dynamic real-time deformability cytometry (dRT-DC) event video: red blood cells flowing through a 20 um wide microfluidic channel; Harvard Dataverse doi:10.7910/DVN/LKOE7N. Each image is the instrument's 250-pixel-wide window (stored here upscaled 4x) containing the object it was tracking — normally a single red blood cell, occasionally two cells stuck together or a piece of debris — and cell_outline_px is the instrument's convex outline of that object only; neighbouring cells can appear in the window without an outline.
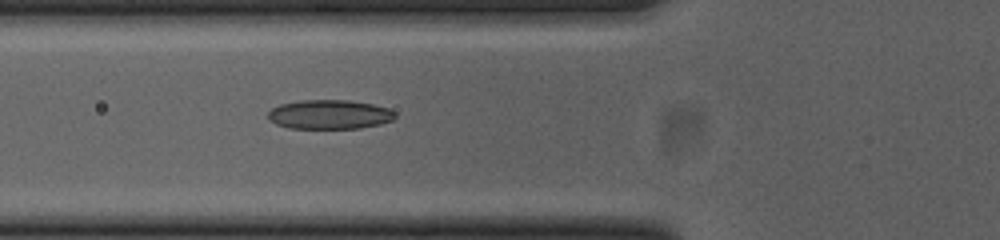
{"species": "common noctule bat (a hibernating species)", "species_latin": "Nyctalus noctula", "temperature_condition": "cold", "stored_images_in_passage": 36, "camera_frame_rate_fps": 3000, "um_per_image_px": 0.085, "animal": {"sex": "female", "body_mass_g": 23.0, "forearm_length_mm": 53.4}, "frame": {"image": 1, "passage_image": 3, "time_ms": 0.667, "image_size_px": [1000, 240], "cell_outline_px": [[396, 116], [392, 120], [380, 124], [360, 128], [288, 128], [276, 124], [268, 120], [268, 112], [272, 108], [280, 104], [300, 100], [348, 100], [372, 104], [388, 108], [396, 112]], "centroid_in_image_um": [27.99, 9.73], "position_along_channel_um": 97.8, "area_um2": 21.73}}
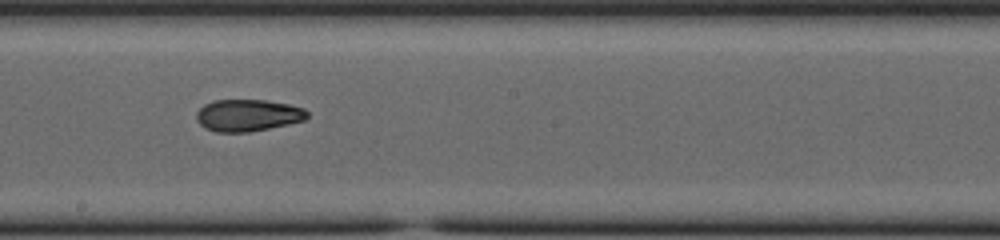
{"frame": {"image": 2, "passage_image": 13, "time_ms": 4.0, "image_size_px": [1000, 240], "cell_outline_px": [[308, 116], [304, 120], [288, 124], [248, 132], [216, 132], [204, 128], [196, 120], [196, 112], [204, 104], [212, 100], [264, 100], [288, 104], [304, 108], [308, 112]], "centroid_in_image_um": [21.03, 9.8], "position_along_channel_um": 227.2, "area_um2": 20.63}}
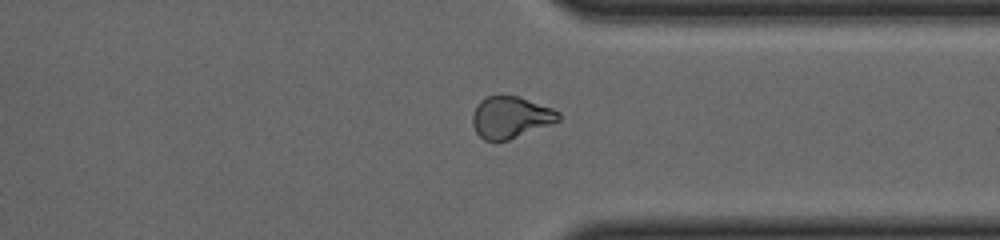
{"frame": {"image": 3, "passage_image": 24, "time_ms": 7.667, "image_size_px": [1000, 240], "cell_outline_px": [[560, 120], [508, 140], [484, 140], [476, 132], [472, 124], [472, 112], [476, 104], [484, 96], [516, 96], [552, 108], [560, 112]], "centroid_in_image_um": [43.35, 9.96], "position_along_channel_um": 368.0, "area_um2": 20.69}}